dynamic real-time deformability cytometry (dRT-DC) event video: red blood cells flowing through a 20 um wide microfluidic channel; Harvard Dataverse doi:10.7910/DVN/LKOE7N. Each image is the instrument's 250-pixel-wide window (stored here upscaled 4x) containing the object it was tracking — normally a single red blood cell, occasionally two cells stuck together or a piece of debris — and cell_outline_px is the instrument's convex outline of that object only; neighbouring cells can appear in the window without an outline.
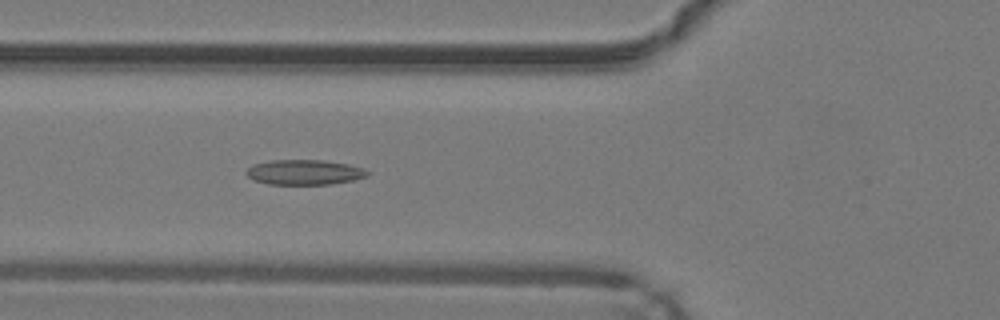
{"species": "common noctule bat (a hibernating species)", "species_latin": "Nyctalus noctula", "temperature_condition": "warm", "stored_images_in_passage": 47, "camera_frame_rate_fps": 3000, "um_per_image_px": 0.085, "animal": {"sex": "male", "body_mass_g": 19.2, "forearm_length_mm": 51.8}, "frame": {"image": 1, "passage_image": 17, "time_ms": 5.333, "image_size_px": [1000, 320], "cell_outline_px": [[372, 172], [368, 176], [352, 180], [332, 184], [268, 184], [252, 180], [244, 172], [252, 164], [272, 160], [324, 160], [348, 164], [364, 168]], "centroid_in_image_um": [25.88, 14.64], "position_along_channel_um": 99.9, "area_um2": 17.86}}
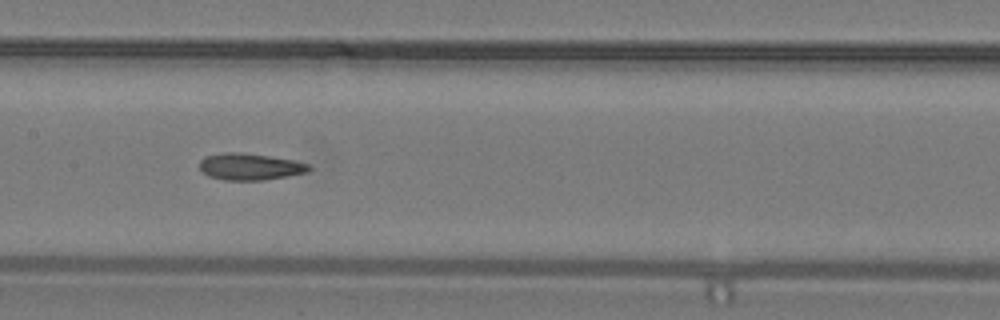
{"frame": {"image": 2, "passage_image": 23, "time_ms": 7.333, "image_size_px": [1000, 320], "cell_outline_px": [[312, 168], [308, 172], [264, 180], [224, 180], [208, 176], [200, 168], [200, 160], [204, 156], [224, 152], [240, 152], [296, 160], [312, 164]], "centroid_in_image_um": [21.28, 14.16], "position_along_channel_um": 186.1, "area_um2": 17.17}}
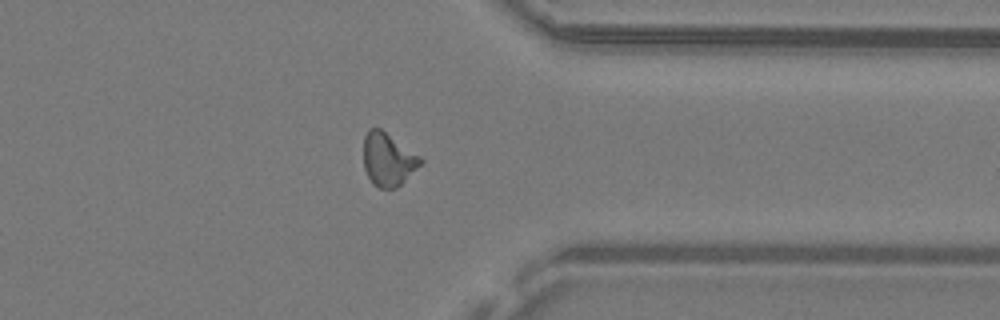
{"frame": {"image": 3, "passage_image": 37, "time_ms": 12.0, "image_size_px": [1000, 320], "cell_outline_px": [[424, 160], [396, 188], [380, 188], [372, 184], [364, 168], [364, 136], [368, 128], [380, 128], [420, 156]], "centroid_in_image_um": [32.95, 13.54], "position_along_channel_um": 378.4, "area_um2": 17.34}, "authors_computed_cell_mechanics": {"area_um2": 17.2244, "velocity_mm_per_s": 4.277, "shape_relaxation_time_tau1_ms": null, "shape_relaxation_time_tau2_ms": 4.5061, "deformation_change_tau1": null, "deformation_change_tau2": 0.1148}}